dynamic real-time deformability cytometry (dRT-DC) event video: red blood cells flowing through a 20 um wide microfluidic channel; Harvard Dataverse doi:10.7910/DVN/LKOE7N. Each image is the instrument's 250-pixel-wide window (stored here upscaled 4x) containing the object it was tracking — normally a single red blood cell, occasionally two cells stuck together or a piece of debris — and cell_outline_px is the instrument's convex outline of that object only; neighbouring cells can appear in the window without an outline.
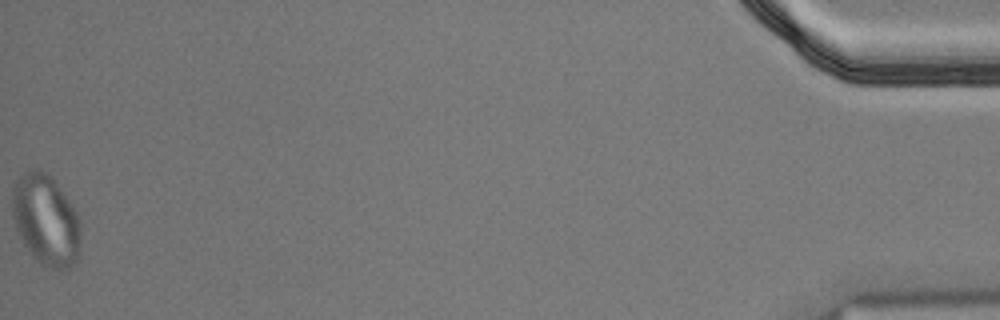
{"species": "Egyptian fruit bat (a non-hibernating species)", "species_latin": "Rousettus aegyptiacus", "temperature_condition": "cold", "stored_images_in_passage": 57, "segment_of_instrument_passage": [2, 2], "camera_frame_rate_fps": 3000, "um_per_image_px": 0.085, "animal": {"sex": "male"}, "frame": {"image": 1, "passage_image": 57, "time_ms": 18.667, "image_size_px": [1000, 320], "cell_outline_px": [[80, 248], [76, 260], [68, 268], [52, 268], [36, 260], [32, 256], [24, 244], [16, 228], [12, 216], [12, 192], [16, 180], [24, 172], [36, 168], [40, 168], [52, 176], [72, 204], [80, 220]], "centroid_in_image_um": [3.9, 18.66], "position_along_channel_um": 431.3, "area_um2": 36.3}}